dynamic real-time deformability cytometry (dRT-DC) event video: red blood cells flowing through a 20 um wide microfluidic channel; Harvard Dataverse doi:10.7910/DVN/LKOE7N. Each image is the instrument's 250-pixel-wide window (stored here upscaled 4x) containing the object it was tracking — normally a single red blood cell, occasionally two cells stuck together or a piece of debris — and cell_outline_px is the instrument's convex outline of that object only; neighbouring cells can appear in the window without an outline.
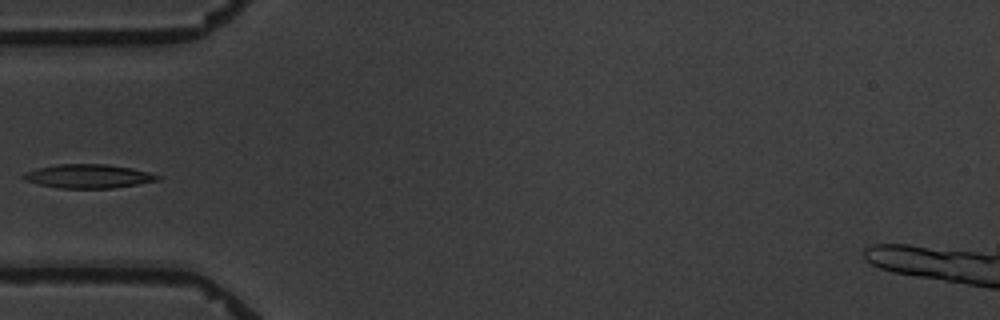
{"species": "common noctule bat (a hibernating species)", "species_latin": "Nyctalus noctula", "temperature_condition": "warm", "stored_images_in_passage": 7, "camera_frame_rate_fps": 3000, "um_per_image_px": 0.085, "animal": {"sex": "male", "body_mass_g": 19.5, "forearm_length_mm": 54.6}, "frame": {"image": 1, "passage_image": 2, "time_ms": 1.333, "image_size_px": [1000, 320], "cell_outline_px": [[160, 180], [112, 188], [60, 188], [40, 184], [24, 180], [20, 176], [36, 168], [56, 164], [108, 164], [132, 168], [148, 172], [160, 176]], "centroid_in_image_um": [7.5, 14.97], "position_along_channel_um": 77.5, "area_um2": 18.5}}
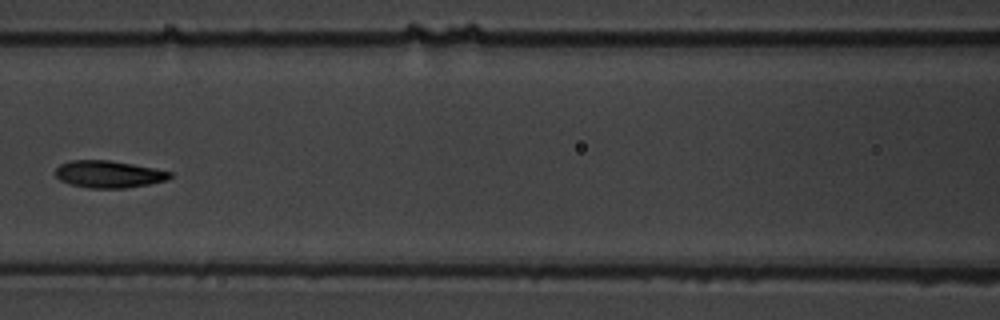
{"frame": {"image": 2, "passage_image": 4, "time_ms": 3.667, "image_size_px": [1000, 320], "cell_outline_px": [[172, 176], [168, 180], [148, 184], [124, 188], [88, 188], [72, 184], [60, 180], [56, 176], [56, 168], [60, 164], [68, 160], [112, 160], [172, 172]], "centroid_in_image_um": [9.23, 14.8], "position_along_channel_um": 157.4, "area_um2": 18.03}}
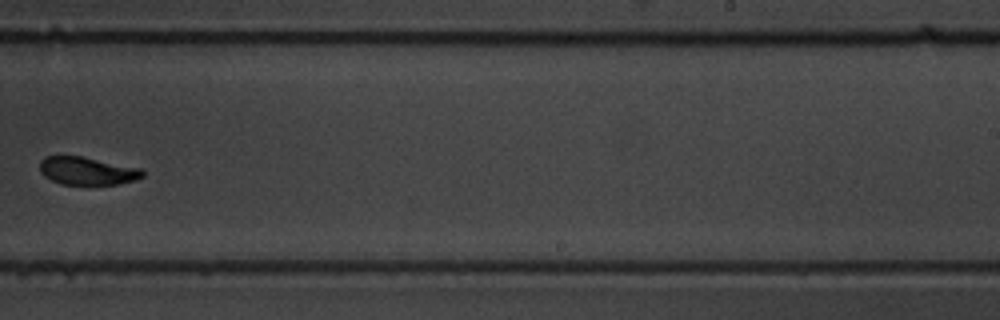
{"frame": {"image": 3, "passage_image": 7, "time_ms": 7.333, "image_size_px": [1000, 320], "cell_outline_px": [[144, 176], [136, 180], [120, 184], [88, 188], [60, 184], [44, 176], [40, 172], [40, 160], [44, 156], [80, 156], [140, 168], [144, 172]], "centroid_in_image_um": [7.41, 14.59], "position_along_channel_um": 281.6, "area_um2": 17.51}}